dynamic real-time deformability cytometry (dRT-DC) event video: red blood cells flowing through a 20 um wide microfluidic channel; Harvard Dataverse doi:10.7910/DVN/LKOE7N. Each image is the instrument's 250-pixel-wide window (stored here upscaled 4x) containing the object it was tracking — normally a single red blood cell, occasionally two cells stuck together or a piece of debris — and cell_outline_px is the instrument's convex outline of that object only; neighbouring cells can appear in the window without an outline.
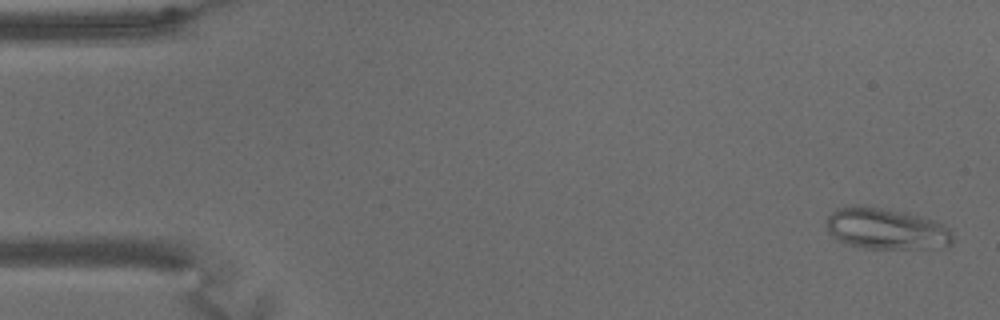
{"species": "common noctule bat (a hibernating species)", "species_latin": "Nyctalus noctula", "temperature_condition": "warm", "stored_images_in_passage": 66, "camera_frame_rate_fps": 3000, "um_per_image_px": 0.085, "animal": {"sex": "male", "body_mass_g": 15.6}, "frame": {"image": 1, "passage_image": 2, "time_ms": 0.333, "image_size_px": [1000, 320], "cell_outline_px": [[952, 244], [940, 248], [864, 248], [844, 244], [836, 240], [828, 232], [828, 216], [836, 208], [852, 204], [872, 204], [908, 212], [944, 224], [948, 228], [952, 236]], "centroid_in_image_um": [75.29, 19.41], "position_along_channel_um": 9.7, "area_um2": 31.1}}
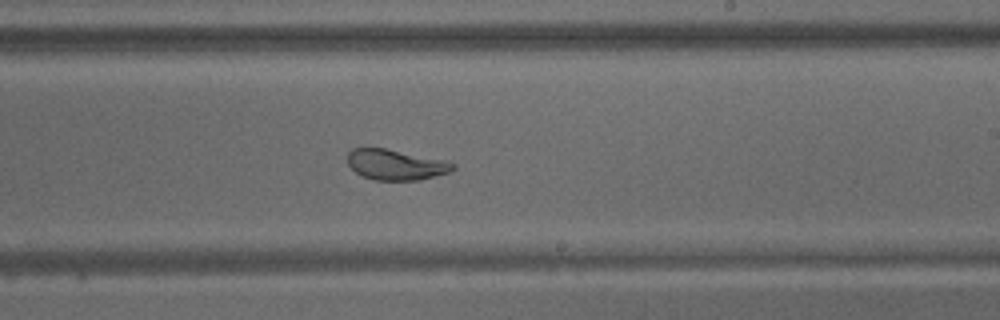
{"frame": {"image": 2, "passage_image": 39, "time_ms": 12.667, "image_size_px": [1000, 320], "cell_outline_px": [[456, 168], [452, 172], [420, 180], [376, 180], [364, 176], [356, 172], [348, 164], [348, 152], [352, 148], [384, 148], [448, 160], [456, 164]], "centroid_in_image_um": [33.71, 13.99], "position_along_channel_um": 255.3, "area_um2": 18.9}}
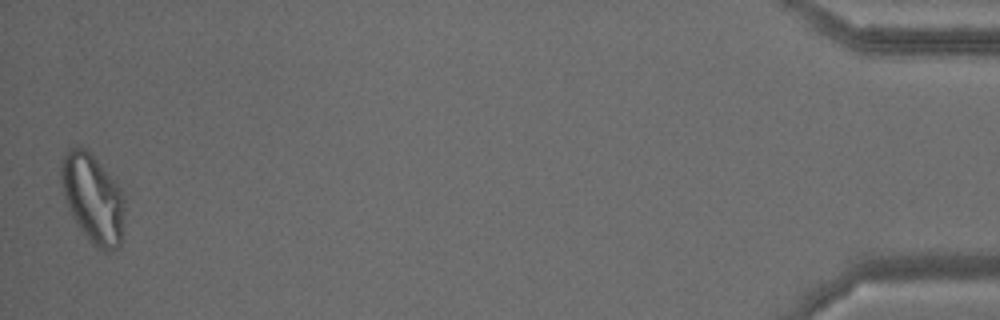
{"frame": {"image": 3, "passage_image": 65, "time_ms": 21.333, "image_size_px": [1000, 320], "cell_outline_px": [[124, 216], [120, 248], [108, 252], [104, 252], [96, 248], [80, 228], [72, 216], [68, 208], [64, 196], [60, 180], [60, 160], [68, 148], [80, 144], [100, 164], [116, 184], [124, 200]], "centroid_in_image_um": [7.86, 16.88], "position_along_channel_um": 427.3, "area_um2": 32.83}, "authors_computed_cell_mechanics": {"area_um2": 25.0274, "velocity_mm_per_s": 3.038, "shape_relaxation_time_tau1_ms": 7.6357, "shape_relaxation_time_tau2_ms": 0.9924, "deformation_change_tau1": 0.2025, "deformation_change_tau2": 0.0725}}